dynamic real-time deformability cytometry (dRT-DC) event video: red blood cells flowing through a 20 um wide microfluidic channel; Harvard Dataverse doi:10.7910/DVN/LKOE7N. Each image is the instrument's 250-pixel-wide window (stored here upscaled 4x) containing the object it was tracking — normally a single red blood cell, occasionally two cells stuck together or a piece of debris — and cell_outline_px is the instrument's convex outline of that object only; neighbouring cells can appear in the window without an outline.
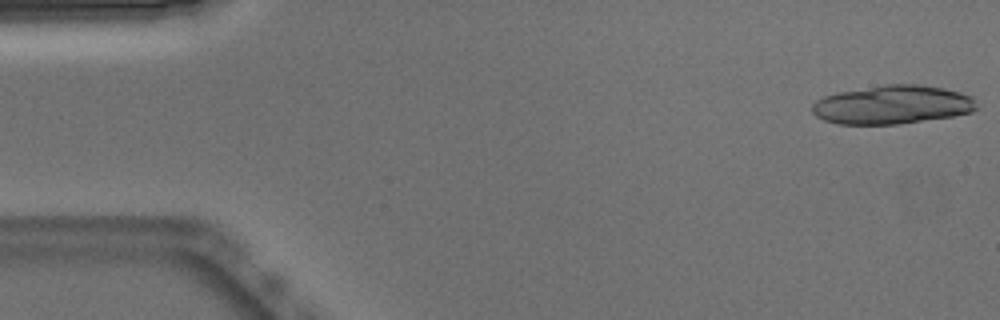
{"species": "Egyptian fruit bat (a non-hibernating species)", "species_latin": "Rousettus aegyptiacus", "temperature_condition": "warm", "stored_images_in_passage": 16, "camera_frame_rate_fps": 3000, "um_per_image_px": 0.085, "animal": {"sex": "male"}, "frame": {"image": 1, "passage_image": 1, "time_ms": 0.0, "image_size_px": [1000, 320], "cell_outline_px": [[976, 108], [972, 112], [952, 116], [896, 124], [836, 124], [824, 120], [816, 116], [812, 112], [812, 104], [816, 100], [824, 96], [836, 92], [884, 84], [920, 84], [944, 88], [960, 92], [972, 96]], "centroid_in_image_um": [75.81, 8.89], "position_along_channel_um": 9.2, "area_um2": 37.11}}